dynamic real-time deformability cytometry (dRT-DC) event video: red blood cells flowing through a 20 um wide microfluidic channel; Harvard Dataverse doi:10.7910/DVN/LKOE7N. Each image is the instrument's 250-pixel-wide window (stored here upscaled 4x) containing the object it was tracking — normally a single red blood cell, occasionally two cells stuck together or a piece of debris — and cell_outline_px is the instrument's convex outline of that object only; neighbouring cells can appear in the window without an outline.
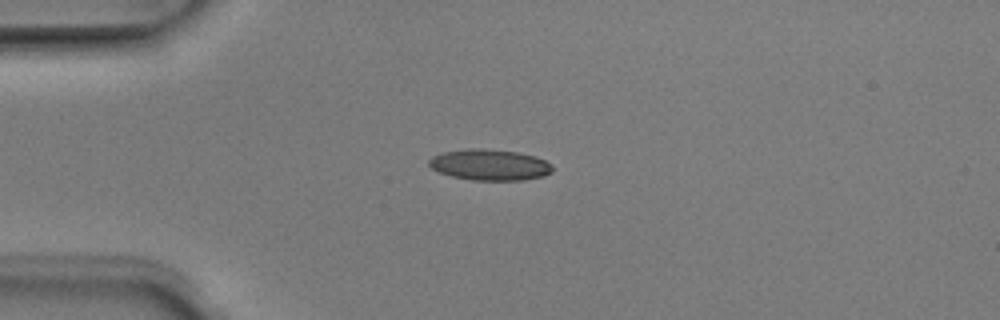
{"species": "Egyptian fruit bat (a non-hibernating species)", "species_latin": "Rousettus aegyptiacus", "temperature_condition": "room temperature", "stored_images_in_passage": 3, "camera_frame_rate_fps": 3000, "um_per_image_px": 0.085, "animal": {"sex": "male"}, "frame": {"image": 1, "passage_image": 3, "time_ms": 0.667, "image_size_px": [1000, 320], "cell_outline_px": [[552, 172], [544, 176], [524, 180], [472, 180], [452, 176], [440, 172], [432, 168], [428, 164], [428, 160], [432, 156], [444, 152], [468, 148], [480, 148], [516, 152], [536, 156], [552, 164]], "centroid_in_image_um": [41.64, 14.01], "position_along_channel_um": 43.4, "area_um2": 22.31}}